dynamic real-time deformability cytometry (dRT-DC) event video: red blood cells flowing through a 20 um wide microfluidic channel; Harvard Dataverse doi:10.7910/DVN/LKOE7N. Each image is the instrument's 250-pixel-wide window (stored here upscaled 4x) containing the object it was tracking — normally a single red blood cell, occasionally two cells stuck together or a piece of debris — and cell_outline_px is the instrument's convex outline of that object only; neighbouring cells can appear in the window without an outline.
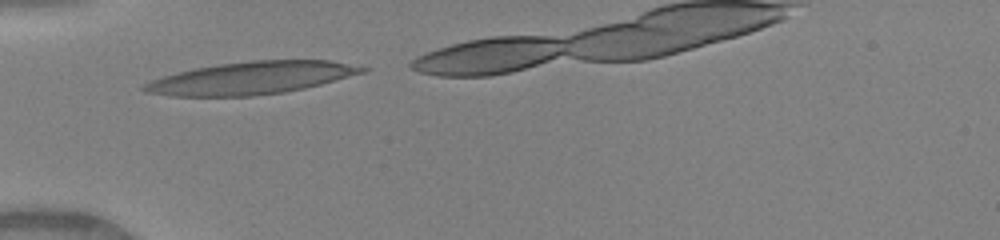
{"species": "human", "species_latin": "Homo sapiens", "temperature_condition": "warm", "stored_images_in_passage": 7, "camera_frame_rate_fps": 3000, "um_per_image_px": 0.085, "donor": {"sex": "female"}, "frame": {"image": 1, "passage_image": 1, "time_ms": 0.0, "image_size_px": [1000, 240], "cell_outline_px": [[368, 72], [304, 88], [284, 92], [252, 96], [168, 96], [144, 92], [140, 88], [144, 84], [152, 80], [164, 76], [196, 68], [220, 64], [252, 60], [328, 60], [368, 68]], "centroid_in_image_um": [21.36, 6.63], "position_along_channel_um": 63.6, "area_um2": 41.04}}
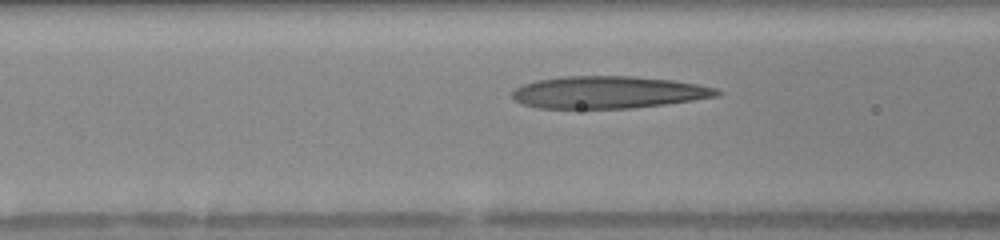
{"frame": {"image": 2, "passage_image": 5, "time_ms": 1.333, "image_size_px": [1000, 240], "cell_outline_px": [[724, 92], [720, 96], [664, 104], [632, 108], [536, 108], [520, 104], [512, 96], [512, 92], [516, 88], [524, 84], [536, 80], [564, 76], [632, 76], [672, 80], [696, 84], [716, 88]], "centroid_in_image_um": [51.7, 7.84], "position_along_channel_um": 114.9, "area_um2": 38.44}}